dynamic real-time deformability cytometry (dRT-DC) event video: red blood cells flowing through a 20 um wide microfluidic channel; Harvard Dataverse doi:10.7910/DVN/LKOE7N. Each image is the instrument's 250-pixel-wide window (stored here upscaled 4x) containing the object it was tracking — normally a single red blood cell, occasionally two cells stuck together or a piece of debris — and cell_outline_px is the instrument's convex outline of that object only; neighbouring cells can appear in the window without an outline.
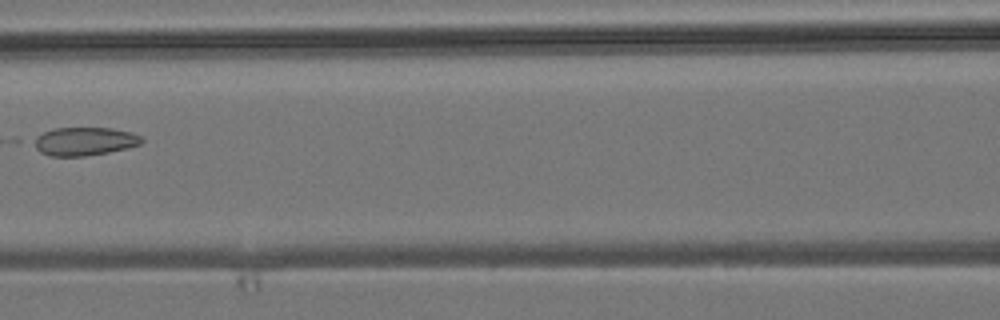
{"species": "common noctule bat (a hibernating species)", "species_latin": "Nyctalus noctula", "temperature_condition": "room temperature", "stored_images_in_passage": 6, "camera_frame_rate_fps": 3000, "um_per_image_px": 0.085, "animal": {"sex": "male", "body_mass_g": 19.2, "forearm_length_mm": 51.8}, "frame": {"image": 1, "passage_image": 6, "time_ms": 6.333, "image_size_px": [1000, 320], "cell_outline_px": [[144, 140], [140, 144], [128, 148], [108, 152], [84, 156], [52, 156], [40, 152], [28, 140], [52, 128], [112, 128], [132, 132], [140, 136]], "centroid_in_image_um": [7.13, 12.01], "position_along_channel_um": 159.5, "area_um2": 17.98}}